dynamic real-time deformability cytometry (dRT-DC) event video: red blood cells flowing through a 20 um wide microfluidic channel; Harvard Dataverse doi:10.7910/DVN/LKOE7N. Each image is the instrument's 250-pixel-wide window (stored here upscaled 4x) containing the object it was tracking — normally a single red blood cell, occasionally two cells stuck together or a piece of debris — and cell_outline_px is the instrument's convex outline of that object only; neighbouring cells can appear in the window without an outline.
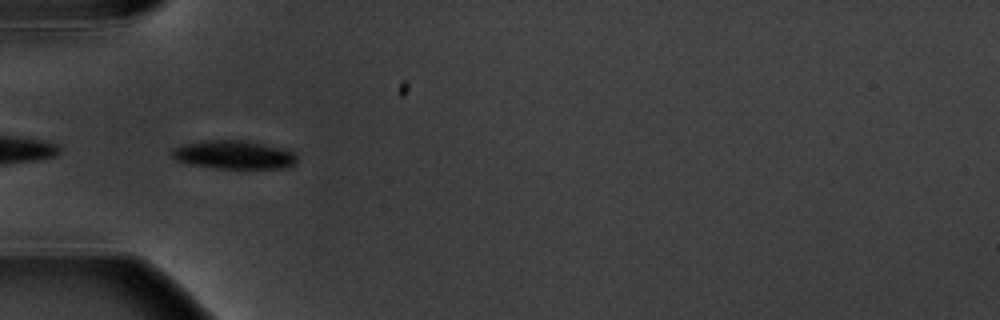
{"species": "common noctule bat (a hibernating species)", "species_latin": "Nyctalus noctula", "temperature_condition": "warm", "stored_images_in_passage": 15, "camera_frame_rate_fps": 3000, "um_per_image_px": 0.085, "animal": {"sex": "male", "body_mass_g": 20.1, "forearm_length_mm": 53.5}, "frame": {"image": 1, "passage_image": 5, "time_ms": 5.333, "image_size_px": [1000, 320], "cell_outline_px": [[296, 164], [284, 168], [212, 168], [188, 164], [176, 160], [172, 156], [172, 148], [184, 144], [204, 140], [248, 140], [264, 144], [292, 152], [296, 156]], "centroid_in_image_um": [19.83, 13.16], "position_along_channel_um": 65.2, "area_um2": 20.69}}
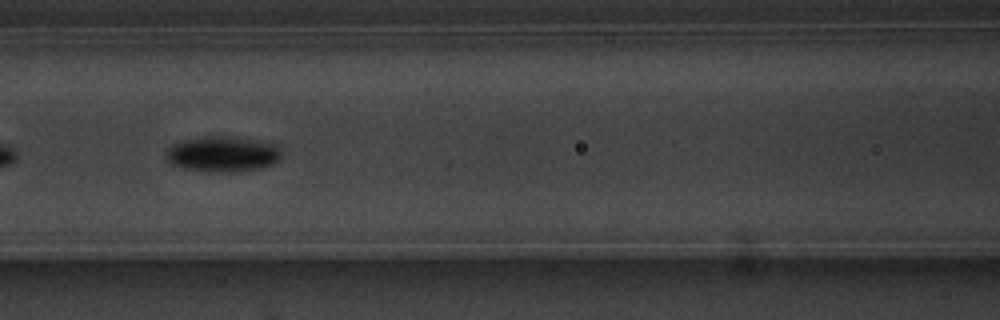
{"frame": {"image": 2, "passage_image": 7, "time_ms": 7.667, "image_size_px": [1000, 320], "cell_outline_px": [[280, 156], [272, 164], [260, 168], [240, 172], [208, 172], [184, 168], [172, 164], [168, 160], [168, 148], [172, 144], [184, 140], [204, 136], [232, 136], [260, 140], [272, 144], [280, 152]], "centroid_in_image_um": [18.91, 13.09], "position_along_channel_um": 147.7, "area_um2": 23.76}}
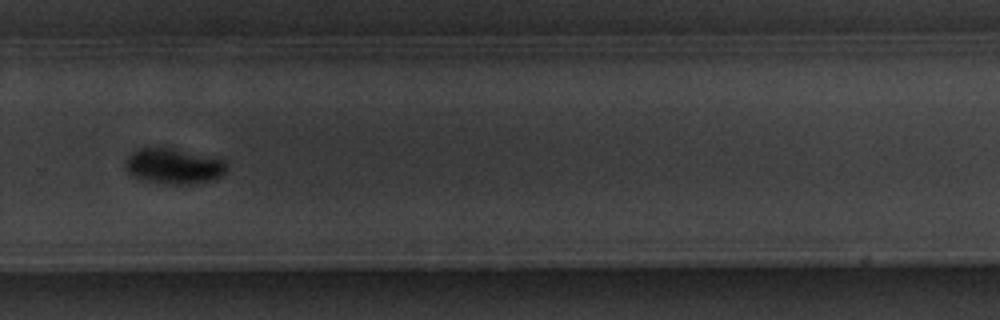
{"frame": {"image": 3, "passage_image": 11, "time_ms": 12.333, "image_size_px": [1000, 320], "cell_outline_px": [[228, 168], [220, 176], [208, 180], [188, 184], [172, 184], [144, 180], [132, 176], [124, 168], [124, 160], [132, 152], [140, 148], [172, 148], [224, 160]], "centroid_in_image_um": [14.7, 14.11], "position_along_channel_um": 315.1, "area_um2": 20.63}, "authors_computed_cell_mechanics": {"area_um2": 22.9466, "velocity_mm_per_s": 3.6024, "shape_relaxation_time_tau1_ms": 0.8159, "shape_relaxation_time_tau2_ms": 2.1895, "deformation_change_tau1": 0.0783, "deformation_change_tau2": 0.0274}}